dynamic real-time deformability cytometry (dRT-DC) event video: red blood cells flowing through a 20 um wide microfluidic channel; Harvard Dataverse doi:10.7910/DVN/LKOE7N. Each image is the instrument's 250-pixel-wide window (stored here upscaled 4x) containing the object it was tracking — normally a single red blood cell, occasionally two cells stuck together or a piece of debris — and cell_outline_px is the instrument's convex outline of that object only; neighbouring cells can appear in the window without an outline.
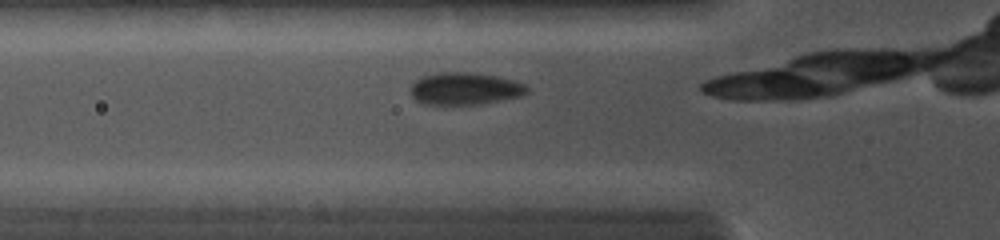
{"species": "common noctule bat (a hibernating species)", "species_latin": "Nyctalus noctula", "temperature_condition": "cold", "stored_images_in_passage": 5, "camera_frame_rate_fps": 5000, "um_per_image_px": 0.085, "animal": {"sex": "female", "body_mass_g": 19.0, "forearm_length_mm": 56.7}, "frame": {"image": 1, "passage_image": 2, "time_ms": 0.6, "image_size_px": [1000, 240], "cell_outline_px": [[528, 92], [520, 96], [480, 104], [424, 104], [416, 100], [412, 96], [412, 84], [416, 80], [424, 76], [436, 72], [472, 72], [496, 76], [512, 80], [524, 84], [528, 88]], "centroid_in_image_um": [39.51, 7.53], "position_along_channel_um": 86.3, "area_um2": 21.68}}